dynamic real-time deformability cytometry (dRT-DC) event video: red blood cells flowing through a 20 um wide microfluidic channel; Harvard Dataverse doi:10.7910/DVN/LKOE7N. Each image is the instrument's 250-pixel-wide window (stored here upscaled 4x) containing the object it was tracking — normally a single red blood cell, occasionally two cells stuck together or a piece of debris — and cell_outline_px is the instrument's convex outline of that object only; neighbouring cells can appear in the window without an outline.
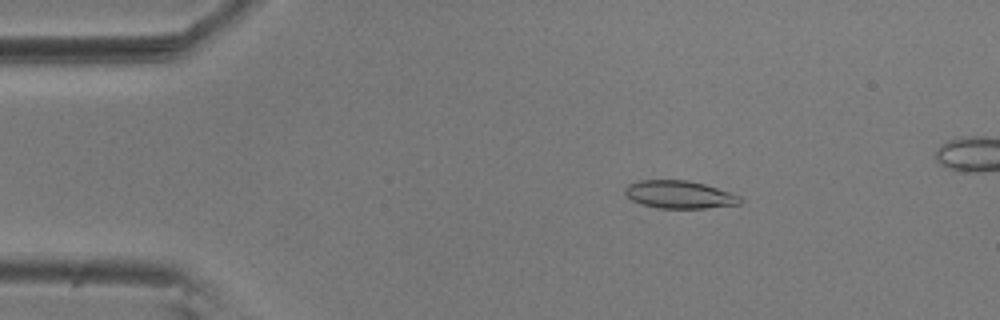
{"species": "common noctule bat (a hibernating species)", "species_latin": "Nyctalus noctula", "temperature_condition": "room temperature", "stored_images_in_passage": 48, "camera_frame_rate_fps": 3000, "um_per_image_px": 0.085, "animal": {"sex": "male", "body_mass_g": 20.5, "forearm_length_mm": 52.5}, "frame": {"image": 1, "passage_image": 4, "time_ms": 1.0, "image_size_px": [1000, 320], "cell_outline_px": [[740, 204], [704, 208], [656, 208], [640, 204], [632, 200], [624, 192], [624, 188], [628, 184], [640, 180], [688, 180], [704, 184], [740, 196]], "centroid_in_image_um": [57.69, 16.54], "position_along_channel_um": 27.3, "area_um2": 18.5}}
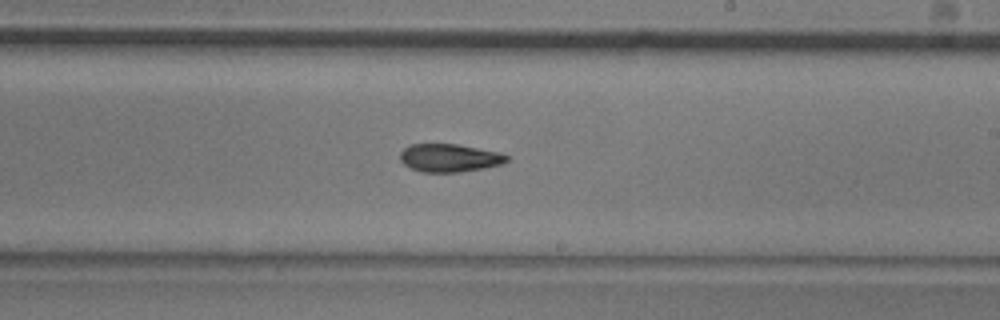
{"frame": {"image": 2, "passage_image": 27, "time_ms": 8.667, "image_size_px": [1000, 320], "cell_outline_px": [[508, 160], [504, 164], [484, 168], [460, 172], [424, 172], [412, 168], [404, 164], [400, 160], [400, 152], [404, 148], [412, 144], [456, 144], [500, 152], [508, 156]], "centroid_in_image_um": [38.22, 13.42], "position_along_channel_um": 250.8, "area_um2": 17.4}}
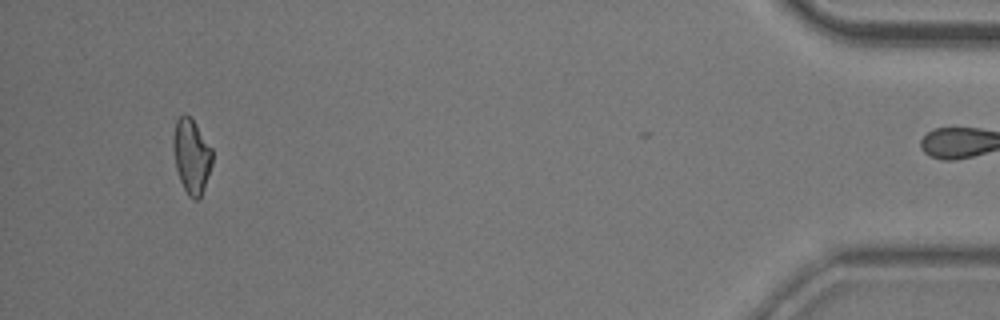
{"frame": {"image": 3, "passage_image": 47, "time_ms": 15.333, "image_size_px": [1000, 320], "cell_outline_px": [[212, 164], [200, 200], [196, 200], [188, 196], [180, 180], [176, 168], [172, 144], [172, 136], [176, 120], [184, 112], [192, 120], [212, 148]], "centroid_in_image_um": [16.26, 13.28], "position_along_channel_um": 418.9, "area_um2": 16.94}, "authors_computed_cell_mechanics": {"area_um2": 17.7735, "velocity_mm_per_s": 3.6436, "shape_relaxation_time_tau1_ms": 8.7416, "shape_relaxation_time_tau2_ms": 7.247, "deformation_change_tau1": 0.1949, "deformation_change_tau2": 0.1388}}